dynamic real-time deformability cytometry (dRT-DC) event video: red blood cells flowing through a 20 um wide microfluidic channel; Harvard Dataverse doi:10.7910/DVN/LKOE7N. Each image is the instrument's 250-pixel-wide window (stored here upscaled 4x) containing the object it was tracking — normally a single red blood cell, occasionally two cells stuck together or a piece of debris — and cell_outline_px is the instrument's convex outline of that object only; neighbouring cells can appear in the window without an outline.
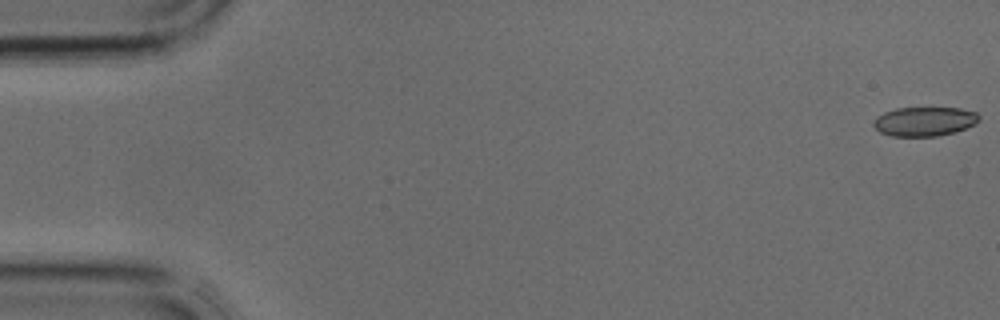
{"species": "common noctule bat (a hibernating species)", "species_latin": "Nyctalus noctula", "temperature_condition": "cold", "stored_images_in_passage": 39, "camera_frame_rate_fps": 3000, "um_per_image_px": 0.085, "animal": {"sex": "male", "body_mass_g": 17.9, "forearm_length_mm": 54.2}, "frame": {"image": 1, "passage_image": 1, "time_ms": 0.0, "image_size_px": [1000, 320], "cell_outline_px": [[980, 120], [976, 124], [956, 132], [936, 136], [892, 136], [880, 132], [872, 124], [872, 120], [876, 116], [884, 112], [896, 108], [960, 108], [976, 112], [980, 116]], "centroid_in_image_um": [78.58, 10.32], "position_along_channel_um": 6.4, "area_um2": 18.15}}
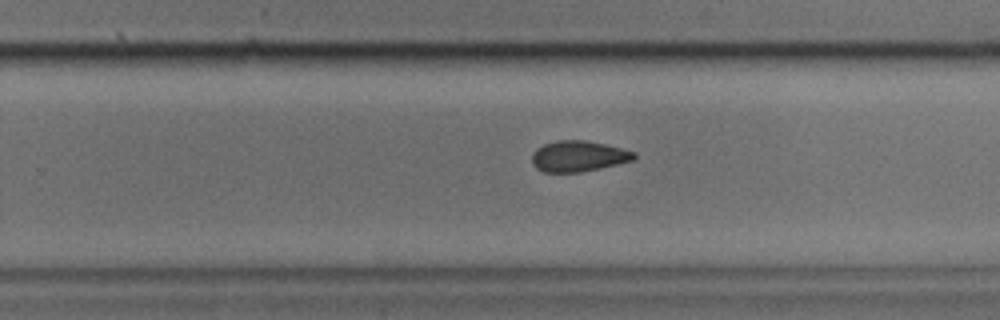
{"frame": {"image": 2, "passage_image": 25, "time_ms": 8.0, "image_size_px": [1000, 320], "cell_outline_px": [[636, 160], [600, 168], [580, 172], [544, 172], [536, 168], [532, 164], [532, 152], [536, 148], [544, 144], [560, 140], [588, 140], [636, 152]], "centroid_in_image_um": [49.17, 13.28], "position_along_channel_um": 280.6, "area_um2": 18.44}}
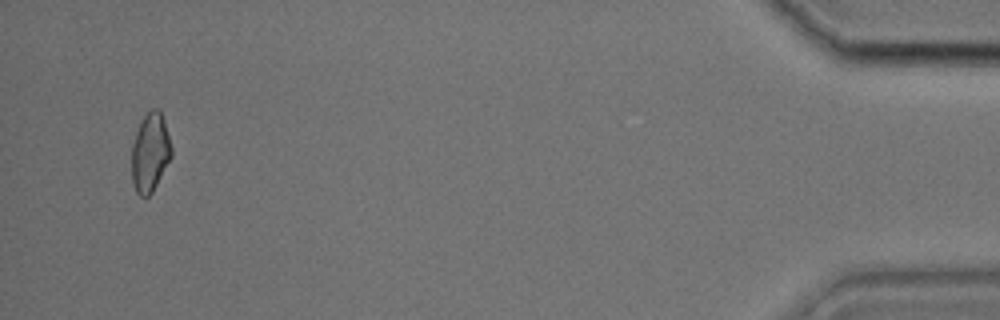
{"frame": {"image": 3, "passage_image": 38, "time_ms": 12.333, "image_size_px": [1000, 320], "cell_outline_px": [[172, 156], [152, 192], [148, 196], [140, 196], [136, 192], [132, 184], [132, 144], [140, 120], [152, 108], [160, 108], [164, 120], [172, 148]], "centroid_in_image_um": [12.76, 12.94], "position_along_channel_um": 422.4, "area_um2": 18.32}}